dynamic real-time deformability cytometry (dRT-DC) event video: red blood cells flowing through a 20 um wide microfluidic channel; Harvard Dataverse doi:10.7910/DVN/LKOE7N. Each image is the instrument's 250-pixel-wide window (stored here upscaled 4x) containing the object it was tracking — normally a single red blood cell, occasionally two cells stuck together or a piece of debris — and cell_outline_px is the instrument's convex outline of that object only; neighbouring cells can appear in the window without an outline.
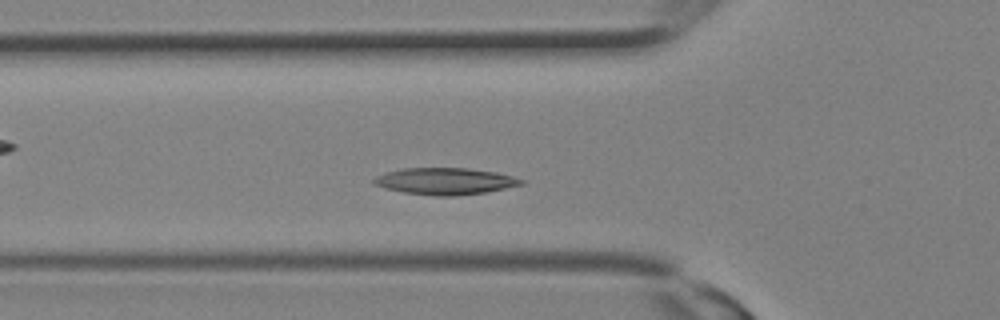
{"species": "Egyptian fruit bat (a non-hibernating species)", "species_latin": "Rousettus aegyptiacus", "temperature_condition": "room temperature", "stored_images_in_passage": 16, "camera_frame_rate_fps": 3000, "um_per_image_px": 0.085, "animal": {"sex": "female"}, "frame": {"image": 1, "passage_image": 6, "time_ms": 1.667, "image_size_px": [1000, 320], "cell_outline_px": [[524, 184], [484, 192], [456, 196], [436, 196], [404, 192], [384, 188], [372, 184], [372, 180], [376, 176], [400, 168], [468, 168], [496, 172], [512, 176], [524, 180]], "centroid_in_image_um": [37.8, 15.4], "position_along_channel_um": 88.0, "area_um2": 22.89}}
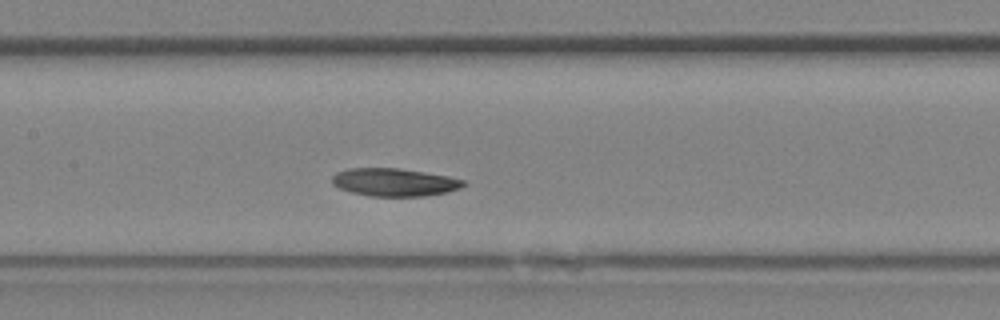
{"frame": {"image": 2, "passage_image": 10, "time_ms": 3.0, "image_size_px": [1000, 320], "cell_outline_px": [[468, 184], [460, 188], [448, 192], [424, 196], [368, 196], [352, 192], [340, 188], [332, 184], [332, 176], [336, 172], [348, 168], [396, 168], [424, 172], [448, 176], [464, 180]], "centroid_in_image_um": [33.53, 15.49], "position_along_channel_um": 173.9, "area_um2": 21.39}}
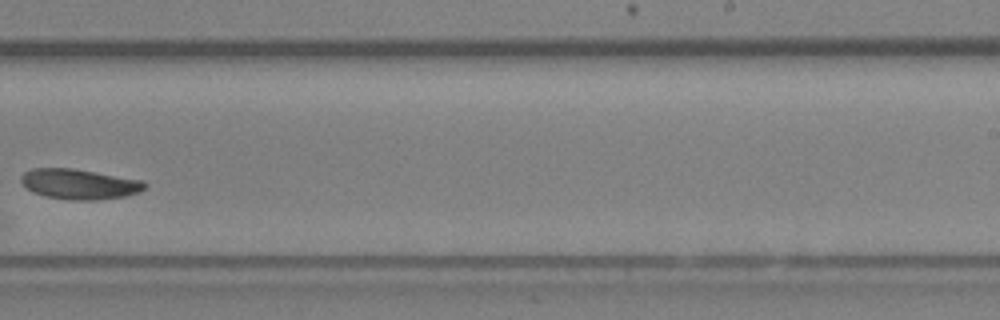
{"frame": {"image": 3, "passage_image": 15, "time_ms": 4.667, "image_size_px": [1000, 320], "cell_outline_px": [[148, 184], [140, 192], [124, 196], [96, 200], [68, 200], [44, 196], [32, 192], [20, 180], [20, 176], [24, 172], [32, 168], [72, 168], [144, 180]], "centroid_in_image_um": [6.75, 15.64], "position_along_channel_um": 282.3, "area_um2": 21.91}}